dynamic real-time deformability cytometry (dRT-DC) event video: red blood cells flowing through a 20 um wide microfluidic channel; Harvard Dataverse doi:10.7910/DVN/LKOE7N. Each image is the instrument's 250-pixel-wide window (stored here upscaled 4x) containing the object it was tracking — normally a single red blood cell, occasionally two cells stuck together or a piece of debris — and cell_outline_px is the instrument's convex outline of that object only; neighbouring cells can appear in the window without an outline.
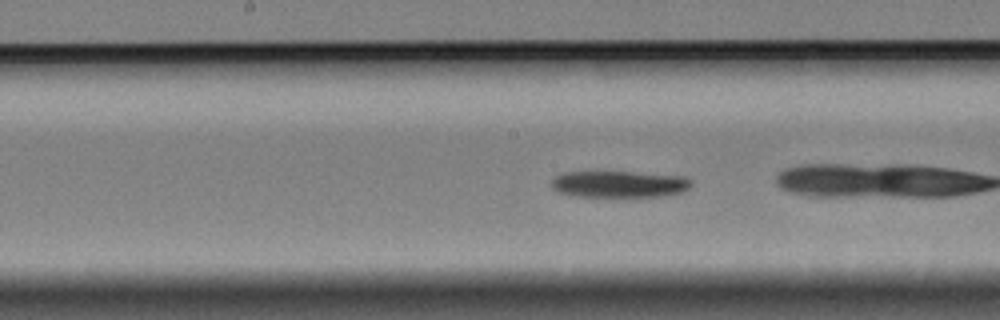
{"species": "Egyptian fruit bat (a non-hibernating species)", "species_latin": "Rousettus aegyptiacus", "temperature_condition": "cold", "stored_images_in_passage": 48, "camera_frame_rate_fps": 3000, "um_per_image_px": 0.085, "animal": {"sex": "female"}, "frame": {"image": 1, "passage_image": 18, "time_ms": 5.667, "image_size_px": [1000, 320], "cell_outline_px": [[692, 184], [684, 192], [664, 196], [572, 196], [556, 192], [552, 188], [552, 180], [556, 176], [564, 172], [632, 172], [684, 176], [692, 180]], "centroid_in_image_um": [52.64, 15.65], "position_along_channel_um": 195.6, "area_um2": 21.73}}
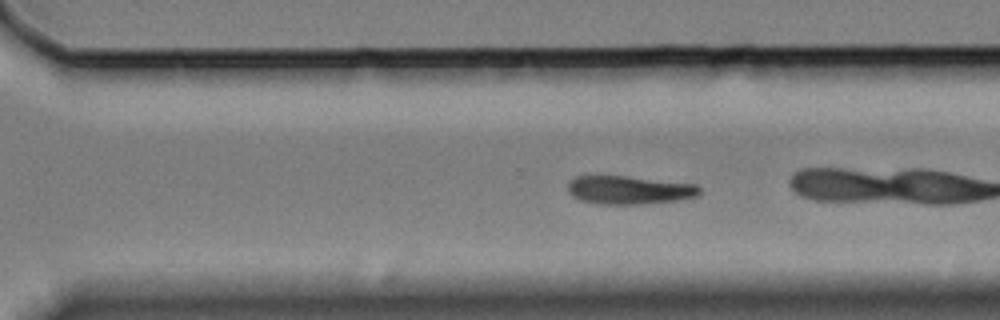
{"frame": {"image": 2, "passage_image": 29, "time_ms": 9.333, "image_size_px": [1000, 320], "cell_outline_px": [[700, 196], [676, 200], [640, 204], [600, 204], [580, 200], [572, 196], [568, 192], [568, 180], [576, 176], [628, 176], [696, 184], [700, 188]], "centroid_in_image_um": [53.47, 16.14], "position_along_channel_um": 317.1, "area_um2": 21.85}, "authors_computed_cell_mechanics": {"area_um2": 22.7443, "velocity_mm_per_s": 3.3237, "shape_relaxation_time_tau1_ms": 4.7789, "shape_relaxation_time_tau2_ms": null, "deformation_change_tau1": 0.1124, "deformation_change_tau2": null}}